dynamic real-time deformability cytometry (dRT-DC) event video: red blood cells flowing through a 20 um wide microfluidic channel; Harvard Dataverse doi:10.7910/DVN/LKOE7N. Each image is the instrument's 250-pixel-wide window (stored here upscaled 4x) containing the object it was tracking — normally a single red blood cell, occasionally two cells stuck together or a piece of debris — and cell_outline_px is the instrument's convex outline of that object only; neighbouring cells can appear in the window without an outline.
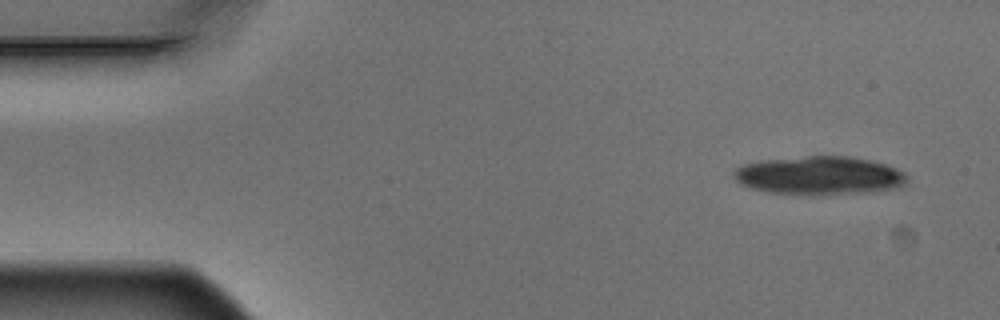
{"species": "Egyptian fruit bat (a non-hibernating species)", "species_latin": "Rousettus aegyptiacus", "temperature_condition": "warm", "stored_images_in_passage": 10, "camera_frame_rate_fps": 3000, "um_per_image_px": 0.085, "animal": {"sex": "male"}, "frame": {"image": 1, "passage_image": 1, "time_ms": 0.0, "image_size_px": [1000, 320], "cell_outline_px": [[908, 184], [896, 188], [860, 192], [772, 192], [748, 188], [740, 184], [732, 176], [732, 172], [740, 164], [756, 160], [808, 156], [852, 156], [872, 160], [896, 168], [904, 172], [908, 176]], "centroid_in_image_um": [69.61, 14.86], "position_along_channel_um": 15.4, "area_um2": 38.21}}
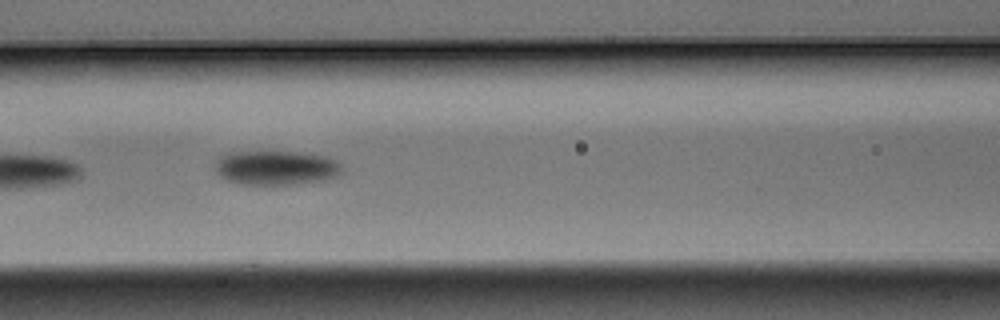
{"frame": {"image": 2, "passage_image": 6, "time_ms": 1.667, "image_size_px": [1000, 320], "cell_outline_px": [[340, 172], [336, 176], [324, 180], [292, 184], [240, 184], [224, 180], [216, 172], [216, 160], [220, 156], [228, 152], [296, 152], [328, 156], [336, 160], [340, 164]], "centroid_in_image_um": [23.43, 14.26], "position_along_channel_um": 143.2, "area_um2": 25.32}}
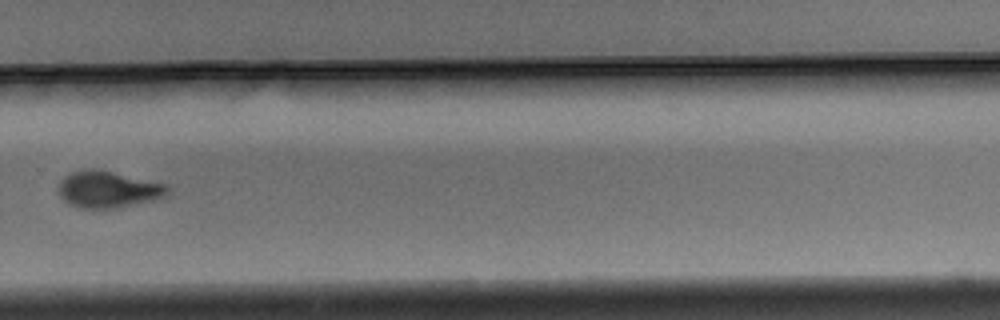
{"frame": {"image": 3, "passage_image": 10, "time_ms": 3.0, "image_size_px": [1000, 320], "cell_outline_px": [[168, 192], [164, 196], [156, 200], [116, 208], [80, 208], [68, 204], [60, 196], [60, 180], [64, 176], [72, 172], [88, 168], [96, 168], [168, 184]], "centroid_in_image_um": [9.2, 16.09], "position_along_channel_um": 320.6, "area_um2": 23.41}}